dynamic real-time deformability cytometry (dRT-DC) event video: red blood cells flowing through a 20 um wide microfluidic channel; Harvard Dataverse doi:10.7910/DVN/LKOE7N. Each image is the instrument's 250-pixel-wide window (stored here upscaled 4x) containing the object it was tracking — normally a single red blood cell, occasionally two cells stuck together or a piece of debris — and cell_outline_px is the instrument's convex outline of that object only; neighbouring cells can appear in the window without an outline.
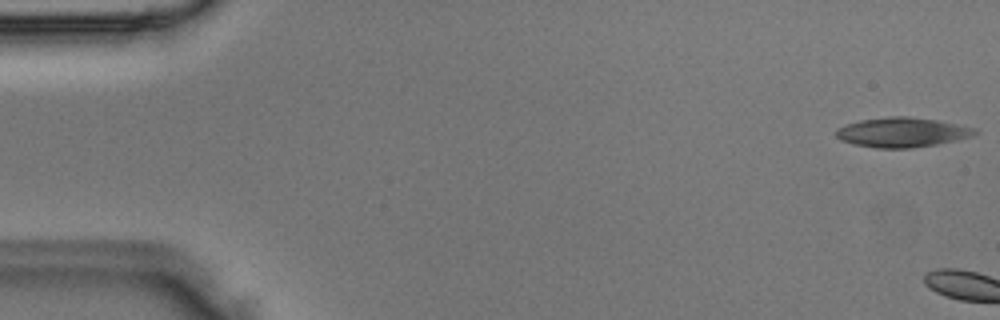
{"species": "Egyptian fruit bat (a non-hibernating species)", "species_latin": "Rousettus aegyptiacus", "temperature_condition": "room temperature", "stored_images_in_passage": 3, "camera_frame_rate_fps": 3000, "um_per_image_px": 0.085, "animal": {"sex": "male"}, "frame": {"image": 1, "passage_image": 1, "time_ms": 0.0, "image_size_px": [1000, 320], "cell_outline_px": [[980, 132], [972, 136], [956, 140], [936, 144], [912, 148], [876, 148], [852, 144], [840, 140], [836, 136], [836, 128], [844, 124], [860, 120], [888, 116], [908, 116], [936, 120], [976, 128]], "centroid_in_image_um": [76.65, 11.24], "position_along_channel_um": 8.4, "area_um2": 24.16}}